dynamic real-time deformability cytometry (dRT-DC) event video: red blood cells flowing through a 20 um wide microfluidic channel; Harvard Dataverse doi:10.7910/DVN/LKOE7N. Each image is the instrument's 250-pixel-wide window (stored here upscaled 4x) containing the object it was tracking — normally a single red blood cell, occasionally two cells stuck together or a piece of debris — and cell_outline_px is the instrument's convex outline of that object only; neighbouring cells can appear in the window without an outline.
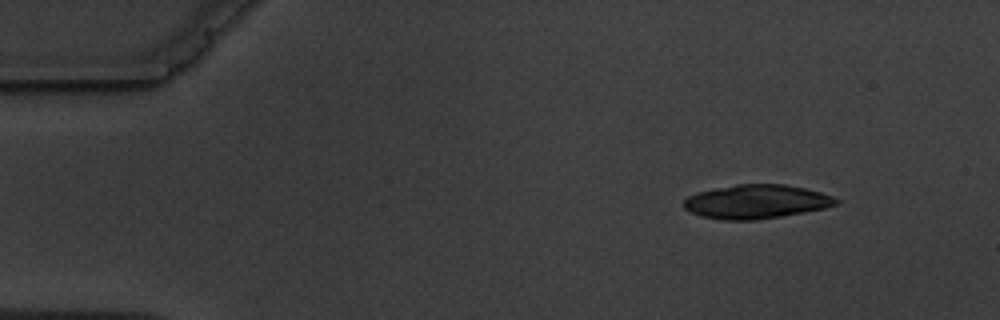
{"species": "common noctule bat (a hibernating species)", "species_latin": "Nyctalus noctula", "temperature_condition": "warm", "stored_images_in_passage": 6, "segment_of_instrument_passage": [2, 2], "camera_frame_rate_fps": 3000, "um_per_image_px": 0.085, "animal": {"sex": "male", "body_mass_g": 19.5, "forearm_length_mm": 54.6}, "frame": {"image": 1, "passage_image": 6, "time_ms": 5.667, "image_size_px": [1000, 320], "cell_outline_px": [[840, 204], [824, 208], [804, 212], [756, 220], [724, 220], [700, 216], [684, 208], [684, 200], [688, 196], [700, 192], [716, 188], [736, 184], [784, 184], [804, 188], [820, 192], [832, 196], [840, 200]], "centroid_in_image_um": [64.31, 17.14], "position_along_channel_um": 20.7, "area_um2": 29.94}}